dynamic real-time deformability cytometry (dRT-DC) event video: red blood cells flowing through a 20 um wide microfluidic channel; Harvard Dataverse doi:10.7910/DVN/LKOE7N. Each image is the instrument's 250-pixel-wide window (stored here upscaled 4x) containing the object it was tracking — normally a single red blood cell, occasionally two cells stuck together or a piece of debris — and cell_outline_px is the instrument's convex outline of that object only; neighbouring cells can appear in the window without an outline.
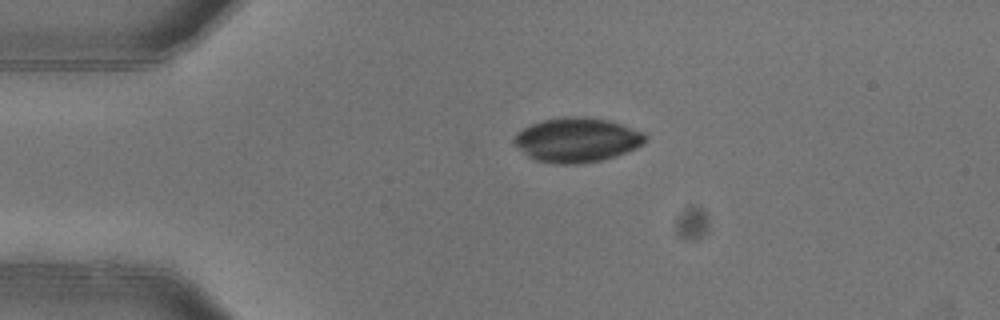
{"species": "common noctule bat (a hibernating species)", "species_latin": "Nyctalus noctula", "temperature_condition": "warm", "stored_images_in_passage": 4, "camera_frame_rate_fps": 3000, "um_per_image_px": 0.085, "animal": {"sex": "female"}, "frame": {"image": 1, "passage_image": 4, "time_ms": 1.0, "image_size_px": [1000, 320], "cell_outline_px": [[648, 140], [644, 144], [636, 148], [600, 160], [576, 164], [556, 164], [536, 160], [528, 156], [512, 144], [512, 140], [516, 132], [532, 124], [544, 120], [564, 116], [584, 116], [608, 120], [644, 132], [648, 136]], "centroid_in_image_um": [49.02, 11.88], "position_along_channel_um": 36.0, "area_um2": 34.04}}